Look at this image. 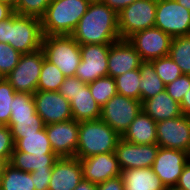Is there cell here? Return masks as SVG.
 <instances>
[{"label":"cell","instance_id":"5","mask_svg":"<svg viewBox=\"0 0 190 190\" xmlns=\"http://www.w3.org/2000/svg\"><path fill=\"white\" fill-rule=\"evenodd\" d=\"M41 49L45 59L55 64L65 77L75 76L81 51L80 44L71 35H44Z\"/></svg>","mask_w":190,"mask_h":190},{"label":"cell","instance_id":"35","mask_svg":"<svg viewBox=\"0 0 190 190\" xmlns=\"http://www.w3.org/2000/svg\"><path fill=\"white\" fill-rule=\"evenodd\" d=\"M16 91L13 86L5 79L0 78V123L7 126L11 115V103Z\"/></svg>","mask_w":190,"mask_h":190},{"label":"cell","instance_id":"14","mask_svg":"<svg viewBox=\"0 0 190 190\" xmlns=\"http://www.w3.org/2000/svg\"><path fill=\"white\" fill-rule=\"evenodd\" d=\"M159 147L157 143L137 145L121 138L117 143L115 154L122 171L149 168L152 167L156 159Z\"/></svg>","mask_w":190,"mask_h":190},{"label":"cell","instance_id":"2","mask_svg":"<svg viewBox=\"0 0 190 190\" xmlns=\"http://www.w3.org/2000/svg\"><path fill=\"white\" fill-rule=\"evenodd\" d=\"M41 19L14 13L0 22V42L11 45L21 54L37 51L42 46Z\"/></svg>","mask_w":190,"mask_h":190},{"label":"cell","instance_id":"18","mask_svg":"<svg viewBox=\"0 0 190 190\" xmlns=\"http://www.w3.org/2000/svg\"><path fill=\"white\" fill-rule=\"evenodd\" d=\"M142 59L128 39H120L110 45L108 54V76L117 77L140 67Z\"/></svg>","mask_w":190,"mask_h":190},{"label":"cell","instance_id":"37","mask_svg":"<svg viewBox=\"0 0 190 190\" xmlns=\"http://www.w3.org/2000/svg\"><path fill=\"white\" fill-rule=\"evenodd\" d=\"M52 0H18L14 13L41 18Z\"/></svg>","mask_w":190,"mask_h":190},{"label":"cell","instance_id":"50","mask_svg":"<svg viewBox=\"0 0 190 190\" xmlns=\"http://www.w3.org/2000/svg\"><path fill=\"white\" fill-rule=\"evenodd\" d=\"M6 164L4 160L0 159V177L2 176L3 168Z\"/></svg>","mask_w":190,"mask_h":190},{"label":"cell","instance_id":"21","mask_svg":"<svg viewBox=\"0 0 190 190\" xmlns=\"http://www.w3.org/2000/svg\"><path fill=\"white\" fill-rule=\"evenodd\" d=\"M121 138L137 145L157 143L156 122L141 110Z\"/></svg>","mask_w":190,"mask_h":190},{"label":"cell","instance_id":"9","mask_svg":"<svg viewBox=\"0 0 190 190\" xmlns=\"http://www.w3.org/2000/svg\"><path fill=\"white\" fill-rule=\"evenodd\" d=\"M155 27L172 38L190 35V11L176 0H157Z\"/></svg>","mask_w":190,"mask_h":190},{"label":"cell","instance_id":"33","mask_svg":"<svg viewBox=\"0 0 190 190\" xmlns=\"http://www.w3.org/2000/svg\"><path fill=\"white\" fill-rule=\"evenodd\" d=\"M150 62L153 64L155 72L165 85L173 82L182 75L180 67L170 56L154 59Z\"/></svg>","mask_w":190,"mask_h":190},{"label":"cell","instance_id":"13","mask_svg":"<svg viewBox=\"0 0 190 190\" xmlns=\"http://www.w3.org/2000/svg\"><path fill=\"white\" fill-rule=\"evenodd\" d=\"M36 113L45 125L72 120L70 101L58 91L37 90L33 94Z\"/></svg>","mask_w":190,"mask_h":190},{"label":"cell","instance_id":"11","mask_svg":"<svg viewBox=\"0 0 190 190\" xmlns=\"http://www.w3.org/2000/svg\"><path fill=\"white\" fill-rule=\"evenodd\" d=\"M128 41L139 53L142 61H151L169 56L172 37L154 26L134 33Z\"/></svg>","mask_w":190,"mask_h":190},{"label":"cell","instance_id":"47","mask_svg":"<svg viewBox=\"0 0 190 190\" xmlns=\"http://www.w3.org/2000/svg\"><path fill=\"white\" fill-rule=\"evenodd\" d=\"M74 190H97V185L90 181L82 180Z\"/></svg>","mask_w":190,"mask_h":190},{"label":"cell","instance_id":"16","mask_svg":"<svg viewBox=\"0 0 190 190\" xmlns=\"http://www.w3.org/2000/svg\"><path fill=\"white\" fill-rule=\"evenodd\" d=\"M187 163V152L159 147L152 169L165 187H174Z\"/></svg>","mask_w":190,"mask_h":190},{"label":"cell","instance_id":"23","mask_svg":"<svg viewBox=\"0 0 190 190\" xmlns=\"http://www.w3.org/2000/svg\"><path fill=\"white\" fill-rule=\"evenodd\" d=\"M125 190H165L152 167L127 169L121 172Z\"/></svg>","mask_w":190,"mask_h":190},{"label":"cell","instance_id":"28","mask_svg":"<svg viewBox=\"0 0 190 190\" xmlns=\"http://www.w3.org/2000/svg\"><path fill=\"white\" fill-rule=\"evenodd\" d=\"M7 126L10 128L15 144L20 138H23V135L36 134L45 127V124L35 112L30 117L10 118Z\"/></svg>","mask_w":190,"mask_h":190},{"label":"cell","instance_id":"7","mask_svg":"<svg viewBox=\"0 0 190 190\" xmlns=\"http://www.w3.org/2000/svg\"><path fill=\"white\" fill-rule=\"evenodd\" d=\"M44 53L40 48L22 54L17 66L5 77L16 92L34 94L37 91Z\"/></svg>","mask_w":190,"mask_h":190},{"label":"cell","instance_id":"49","mask_svg":"<svg viewBox=\"0 0 190 190\" xmlns=\"http://www.w3.org/2000/svg\"><path fill=\"white\" fill-rule=\"evenodd\" d=\"M1 3L9 4L11 7L15 8L18 0H0Z\"/></svg>","mask_w":190,"mask_h":190},{"label":"cell","instance_id":"41","mask_svg":"<svg viewBox=\"0 0 190 190\" xmlns=\"http://www.w3.org/2000/svg\"><path fill=\"white\" fill-rule=\"evenodd\" d=\"M52 170H36L31 172L35 190H48Z\"/></svg>","mask_w":190,"mask_h":190},{"label":"cell","instance_id":"10","mask_svg":"<svg viewBox=\"0 0 190 190\" xmlns=\"http://www.w3.org/2000/svg\"><path fill=\"white\" fill-rule=\"evenodd\" d=\"M111 44L80 45L81 62L75 76L88 84L96 79L108 76V54Z\"/></svg>","mask_w":190,"mask_h":190},{"label":"cell","instance_id":"51","mask_svg":"<svg viewBox=\"0 0 190 190\" xmlns=\"http://www.w3.org/2000/svg\"><path fill=\"white\" fill-rule=\"evenodd\" d=\"M165 190H181V189H178L177 187H166Z\"/></svg>","mask_w":190,"mask_h":190},{"label":"cell","instance_id":"19","mask_svg":"<svg viewBox=\"0 0 190 190\" xmlns=\"http://www.w3.org/2000/svg\"><path fill=\"white\" fill-rule=\"evenodd\" d=\"M82 180V166L78 158H59L52 167L48 190H74Z\"/></svg>","mask_w":190,"mask_h":190},{"label":"cell","instance_id":"42","mask_svg":"<svg viewBox=\"0 0 190 190\" xmlns=\"http://www.w3.org/2000/svg\"><path fill=\"white\" fill-rule=\"evenodd\" d=\"M97 190H125L122 176L119 175L97 184Z\"/></svg>","mask_w":190,"mask_h":190},{"label":"cell","instance_id":"48","mask_svg":"<svg viewBox=\"0 0 190 190\" xmlns=\"http://www.w3.org/2000/svg\"><path fill=\"white\" fill-rule=\"evenodd\" d=\"M180 5L190 11V0H176Z\"/></svg>","mask_w":190,"mask_h":190},{"label":"cell","instance_id":"24","mask_svg":"<svg viewBox=\"0 0 190 190\" xmlns=\"http://www.w3.org/2000/svg\"><path fill=\"white\" fill-rule=\"evenodd\" d=\"M58 159L56 154L31 155L26 152L13 151L9 164L24 172H34L36 170H52Z\"/></svg>","mask_w":190,"mask_h":190},{"label":"cell","instance_id":"38","mask_svg":"<svg viewBox=\"0 0 190 190\" xmlns=\"http://www.w3.org/2000/svg\"><path fill=\"white\" fill-rule=\"evenodd\" d=\"M190 89V75L182 74L179 78L165 86V91L179 104Z\"/></svg>","mask_w":190,"mask_h":190},{"label":"cell","instance_id":"3","mask_svg":"<svg viewBox=\"0 0 190 190\" xmlns=\"http://www.w3.org/2000/svg\"><path fill=\"white\" fill-rule=\"evenodd\" d=\"M92 0H52L40 18L43 35H71Z\"/></svg>","mask_w":190,"mask_h":190},{"label":"cell","instance_id":"20","mask_svg":"<svg viewBox=\"0 0 190 190\" xmlns=\"http://www.w3.org/2000/svg\"><path fill=\"white\" fill-rule=\"evenodd\" d=\"M69 101L74 120L82 122L100 119L101 107L93 98L88 84L77 85V91Z\"/></svg>","mask_w":190,"mask_h":190},{"label":"cell","instance_id":"6","mask_svg":"<svg viewBox=\"0 0 190 190\" xmlns=\"http://www.w3.org/2000/svg\"><path fill=\"white\" fill-rule=\"evenodd\" d=\"M157 0H135L118 14V29L121 39L154 27Z\"/></svg>","mask_w":190,"mask_h":190},{"label":"cell","instance_id":"25","mask_svg":"<svg viewBox=\"0 0 190 190\" xmlns=\"http://www.w3.org/2000/svg\"><path fill=\"white\" fill-rule=\"evenodd\" d=\"M139 71L141 74V82L139 84L141 102L165 90L166 85L155 72L154 66L150 61H143L140 64Z\"/></svg>","mask_w":190,"mask_h":190},{"label":"cell","instance_id":"32","mask_svg":"<svg viewBox=\"0 0 190 190\" xmlns=\"http://www.w3.org/2000/svg\"><path fill=\"white\" fill-rule=\"evenodd\" d=\"M90 92L102 108L113 96L117 94L115 78L106 76L88 83Z\"/></svg>","mask_w":190,"mask_h":190},{"label":"cell","instance_id":"34","mask_svg":"<svg viewBox=\"0 0 190 190\" xmlns=\"http://www.w3.org/2000/svg\"><path fill=\"white\" fill-rule=\"evenodd\" d=\"M35 112L33 94L16 92L11 103L10 118L30 117Z\"/></svg>","mask_w":190,"mask_h":190},{"label":"cell","instance_id":"40","mask_svg":"<svg viewBox=\"0 0 190 190\" xmlns=\"http://www.w3.org/2000/svg\"><path fill=\"white\" fill-rule=\"evenodd\" d=\"M84 84L85 83L79 80L76 76L65 77V80L61 84L58 92L69 101L77 91V85H84Z\"/></svg>","mask_w":190,"mask_h":190},{"label":"cell","instance_id":"29","mask_svg":"<svg viewBox=\"0 0 190 190\" xmlns=\"http://www.w3.org/2000/svg\"><path fill=\"white\" fill-rule=\"evenodd\" d=\"M169 56L180 67L182 74L190 75V35L172 38Z\"/></svg>","mask_w":190,"mask_h":190},{"label":"cell","instance_id":"30","mask_svg":"<svg viewBox=\"0 0 190 190\" xmlns=\"http://www.w3.org/2000/svg\"><path fill=\"white\" fill-rule=\"evenodd\" d=\"M65 76L61 70L48 60L43 59L42 69L37 84V90L41 91H59Z\"/></svg>","mask_w":190,"mask_h":190},{"label":"cell","instance_id":"15","mask_svg":"<svg viewBox=\"0 0 190 190\" xmlns=\"http://www.w3.org/2000/svg\"><path fill=\"white\" fill-rule=\"evenodd\" d=\"M48 139L51 143L53 152L59 157H75L79 122L72 119L64 122L45 125Z\"/></svg>","mask_w":190,"mask_h":190},{"label":"cell","instance_id":"46","mask_svg":"<svg viewBox=\"0 0 190 190\" xmlns=\"http://www.w3.org/2000/svg\"><path fill=\"white\" fill-rule=\"evenodd\" d=\"M182 114L190 116V89L185 93L180 103Z\"/></svg>","mask_w":190,"mask_h":190},{"label":"cell","instance_id":"43","mask_svg":"<svg viewBox=\"0 0 190 190\" xmlns=\"http://www.w3.org/2000/svg\"><path fill=\"white\" fill-rule=\"evenodd\" d=\"M181 190H190V163L188 162L180 175L176 186Z\"/></svg>","mask_w":190,"mask_h":190},{"label":"cell","instance_id":"17","mask_svg":"<svg viewBox=\"0 0 190 190\" xmlns=\"http://www.w3.org/2000/svg\"><path fill=\"white\" fill-rule=\"evenodd\" d=\"M83 179L100 184L121 175V168L115 152L97 154L80 159Z\"/></svg>","mask_w":190,"mask_h":190},{"label":"cell","instance_id":"26","mask_svg":"<svg viewBox=\"0 0 190 190\" xmlns=\"http://www.w3.org/2000/svg\"><path fill=\"white\" fill-rule=\"evenodd\" d=\"M13 151L26 152L31 155L55 154L48 139L45 127L36 134L23 135L14 144Z\"/></svg>","mask_w":190,"mask_h":190},{"label":"cell","instance_id":"8","mask_svg":"<svg viewBox=\"0 0 190 190\" xmlns=\"http://www.w3.org/2000/svg\"><path fill=\"white\" fill-rule=\"evenodd\" d=\"M141 110V101L116 94L101 108L100 119L122 136Z\"/></svg>","mask_w":190,"mask_h":190},{"label":"cell","instance_id":"44","mask_svg":"<svg viewBox=\"0 0 190 190\" xmlns=\"http://www.w3.org/2000/svg\"><path fill=\"white\" fill-rule=\"evenodd\" d=\"M106 4L110 9H113L117 14L135 0H101Z\"/></svg>","mask_w":190,"mask_h":190},{"label":"cell","instance_id":"4","mask_svg":"<svg viewBox=\"0 0 190 190\" xmlns=\"http://www.w3.org/2000/svg\"><path fill=\"white\" fill-rule=\"evenodd\" d=\"M121 136L101 119L79 122L75 157L80 159L115 152Z\"/></svg>","mask_w":190,"mask_h":190},{"label":"cell","instance_id":"31","mask_svg":"<svg viewBox=\"0 0 190 190\" xmlns=\"http://www.w3.org/2000/svg\"><path fill=\"white\" fill-rule=\"evenodd\" d=\"M115 81L117 94L140 101L141 74L139 68L115 77Z\"/></svg>","mask_w":190,"mask_h":190},{"label":"cell","instance_id":"22","mask_svg":"<svg viewBox=\"0 0 190 190\" xmlns=\"http://www.w3.org/2000/svg\"><path fill=\"white\" fill-rule=\"evenodd\" d=\"M142 110L155 122L173 119L182 115L180 104L164 90L142 102Z\"/></svg>","mask_w":190,"mask_h":190},{"label":"cell","instance_id":"36","mask_svg":"<svg viewBox=\"0 0 190 190\" xmlns=\"http://www.w3.org/2000/svg\"><path fill=\"white\" fill-rule=\"evenodd\" d=\"M21 55L11 45L0 42V78L6 77L17 66Z\"/></svg>","mask_w":190,"mask_h":190},{"label":"cell","instance_id":"27","mask_svg":"<svg viewBox=\"0 0 190 190\" xmlns=\"http://www.w3.org/2000/svg\"><path fill=\"white\" fill-rule=\"evenodd\" d=\"M0 190H35L31 172H24L7 163L0 177Z\"/></svg>","mask_w":190,"mask_h":190},{"label":"cell","instance_id":"45","mask_svg":"<svg viewBox=\"0 0 190 190\" xmlns=\"http://www.w3.org/2000/svg\"><path fill=\"white\" fill-rule=\"evenodd\" d=\"M14 14V8L9 4L0 2V22L8 19Z\"/></svg>","mask_w":190,"mask_h":190},{"label":"cell","instance_id":"39","mask_svg":"<svg viewBox=\"0 0 190 190\" xmlns=\"http://www.w3.org/2000/svg\"><path fill=\"white\" fill-rule=\"evenodd\" d=\"M14 150V141L8 126L0 127V159L10 162Z\"/></svg>","mask_w":190,"mask_h":190},{"label":"cell","instance_id":"12","mask_svg":"<svg viewBox=\"0 0 190 190\" xmlns=\"http://www.w3.org/2000/svg\"><path fill=\"white\" fill-rule=\"evenodd\" d=\"M157 144L162 148L190 150V116L156 122Z\"/></svg>","mask_w":190,"mask_h":190},{"label":"cell","instance_id":"52","mask_svg":"<svg viewBox=\"0 0 190 190\" xmlns=\"http://www.w3.org/2000/svg\"><path fill=\"white\" fill-rule=\"evenodd\" d=\"M188 162L190 163V150L188 151Z\"/></svg>","mask_w":190,"mask_h":190},{"label":"cell","instance_id":"1","mask_svg":"<svg viewBox=\"0 0 190 190\" xmlns=\"http://www.w3.org/2000/svg\"><path fill=\"white\" fill-rule=\"evenodd\" d=\"M71 36L80 44H113L120 40L117 13L101 0H92Z\"/></svg>","mask_w":190,"mask_h":190}]
</instances>
